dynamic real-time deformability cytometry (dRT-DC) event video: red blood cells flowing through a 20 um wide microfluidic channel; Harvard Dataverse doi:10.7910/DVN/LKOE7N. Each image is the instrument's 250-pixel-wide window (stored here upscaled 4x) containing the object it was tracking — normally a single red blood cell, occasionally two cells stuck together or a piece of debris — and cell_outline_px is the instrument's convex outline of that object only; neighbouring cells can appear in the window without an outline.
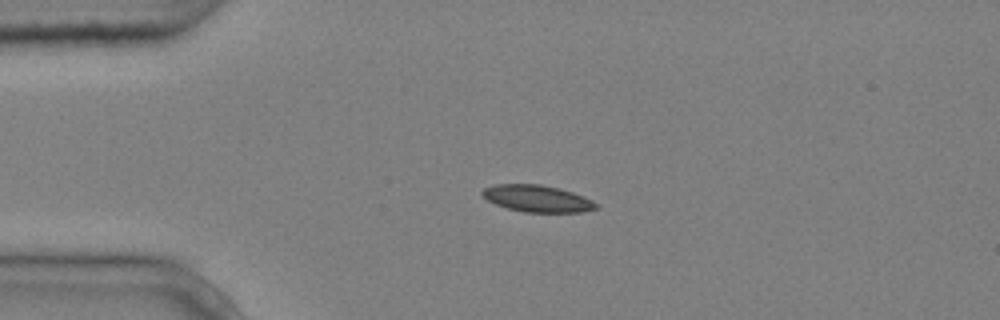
{"species": "common noctule bat (a hibernating species)", "species_latin": "Nyctalus noctula", "temperature_condition": "cold", "stored_images_in_passage": 5, "camera_frame_rate_fps": 3000, "um_per_image_px": 0.085, "animal": {"sex": "male", "body_mass_g": 20.4}, "frame": {"image": 1, "passage_image": 3, "time_ms": 0.667, "image_size_px": [1000, 320], "cell_outline_px": [[600, 208], [580, 212], [524, 212], [508, 208], [496, 204], [488, 200], [480, 192], [484, 188], [496, 184], [540, 184], [560, 188], [584, 196], [600, 204]], "centroid_in_image_um": [45.72, 16.87], "position_along_channel_um": 39.3, "area_um2": 17.86}}